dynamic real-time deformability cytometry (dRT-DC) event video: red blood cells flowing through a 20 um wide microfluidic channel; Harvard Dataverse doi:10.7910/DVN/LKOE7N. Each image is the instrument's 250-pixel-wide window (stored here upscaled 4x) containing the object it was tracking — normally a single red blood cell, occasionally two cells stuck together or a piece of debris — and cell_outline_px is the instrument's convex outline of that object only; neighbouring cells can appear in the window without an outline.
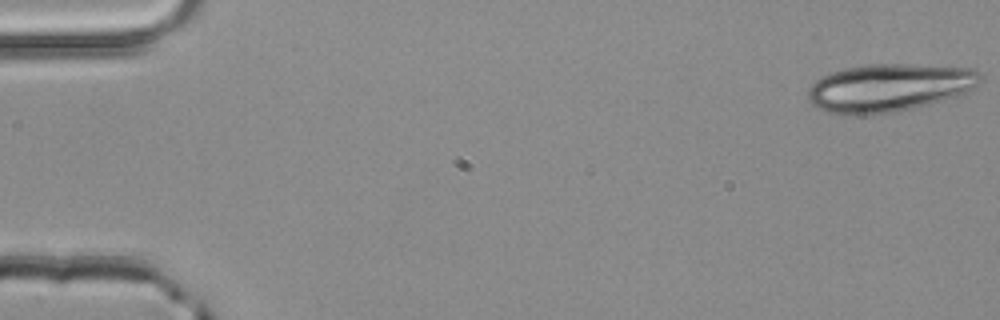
{"species": "common noctule bat (a hibernating species)", "species_latin": "Nyctalus noctula", "temperature_condition": "room temperature", "stored_images_in_passage": 49, "camera_frame_rate_fps": 3000, "um_per_image_px": 0.085, "animal": {"sex": "male", "body_mass_g": 20.4}, "frame": {"image": 1, "passage_image": 1, "time_ms": 0.0, "image_size_px": [1000, 320], "cell_outline_px": [[984, 80], [980, 84], [968, 92], [956, 96], [912, 108], [892, 112], [860, 116], [844, 116], [824, 112], [812, 104], [808, 100], [808, 88], [820, 76], [844, 68], [864, 64], [912, 64], [972, 68], [980, 72], [984, 76]], "centroid_in_image_um": [75.56, 7.46], "position_along_channel_um": 9.4, "area_um2": 48.9}}
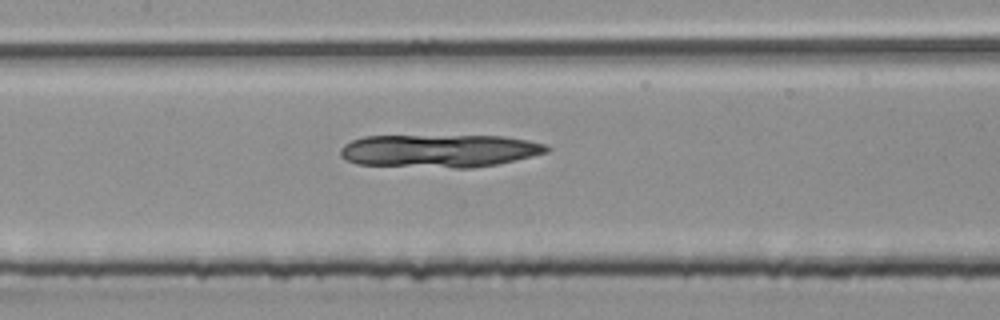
{"frame": {"image": 2, "passage_image": 24, "time_ms": 7.667, "image_size_px": [1000, 320], "cell_outline_px": [[552, 148], [548, 152], [496, 164], [472, 168], [452, 168], [356, 164], [340, 156], [340, 148], [344, 144], [352, 140], [364, 136], [504, 136], [528, 140], [544, 144]], "centroid_in_image_um": [37.33, 12.82], "position_along_channel_um": 170.1, "area_um2": 39.65}}
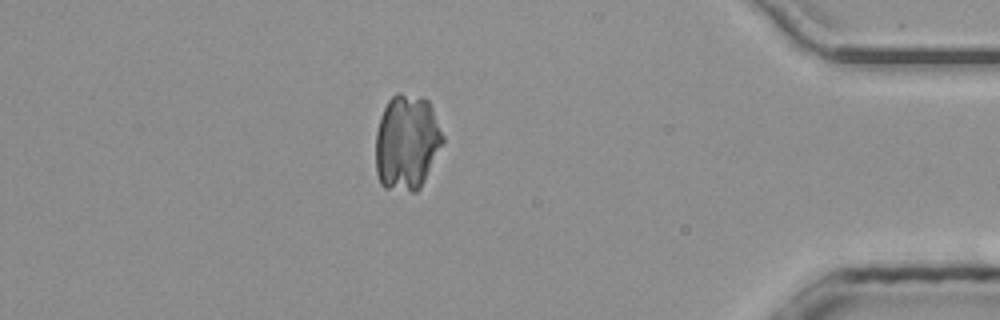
{"frame": {"image": 3, "passage_image": 44, "time_ms": 14.333, "image_size_px": [1000, 320], "cell_outline_px": [[444, 144], [420, 188], [416, 192], [412, 192], [384, 188], [380, 184], [376, 172], [376, 132], [380, 116], [388, 100], [396, 92], [400, 92], [428, 100], [432, 108], [444, 136]], "centroid_in_image_um": [34.58, 12.12], "position_along_channel_um": 400.6, "area_um2": 37.74}}